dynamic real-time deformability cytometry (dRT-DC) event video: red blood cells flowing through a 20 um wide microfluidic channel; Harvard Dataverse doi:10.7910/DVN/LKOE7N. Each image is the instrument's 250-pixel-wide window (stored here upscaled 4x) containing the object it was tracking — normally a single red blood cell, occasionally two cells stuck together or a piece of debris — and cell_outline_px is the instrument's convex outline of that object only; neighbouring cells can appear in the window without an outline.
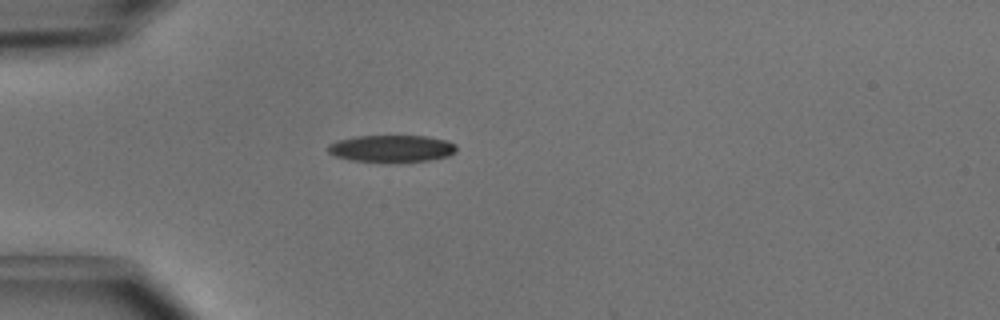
{"species": "common noctule bat (a hibernating species)", "species_latin": "Nyctalus noctula", "temperature_condition": "cold", "stored_images_in_passage": 36, "camera_frame_rate_fps": 3000, "um_per_image_px": 0.085, "animal": {"sex": "male", "body_mass_g": 15.6}, "frame": {"image": 1, "passage_image": 1, "time_ms": 0.0, "image_size_px": [1000, 320], "cell_outline_px": [[456, 152], [448, 156], [432, 160], [388, 164], [352, 160], [336, 156], [328, 152], [324, 148], [328, 144], [336, 140], [356, 136], [428, 136], [444, 140], [456, 144]], "centroid_in_image_um": [33.26, 12.65], "position_along_channel_um": 51.7, "area_um2": 20.92}}
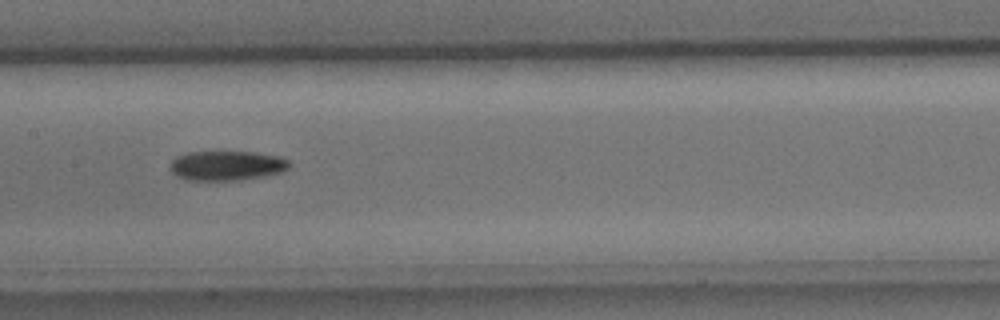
{"frame": {"image": 2, "passage_image": 12, "time_ms": 3.667, "image_size_px": [1000, 320], "cell_outline_px": [[292, 164], [284, 172], [264, 176], [236, 180], [188, 180], [176, 176], [168, 168], [172, 160], [176, 156], [188, 152], [256, 152], [280, 156], [288, 160]], "centroid_in_image_um": [19.28, 14.07], "position_along_channel_um": 188.1, "area_um2": 20.81}}
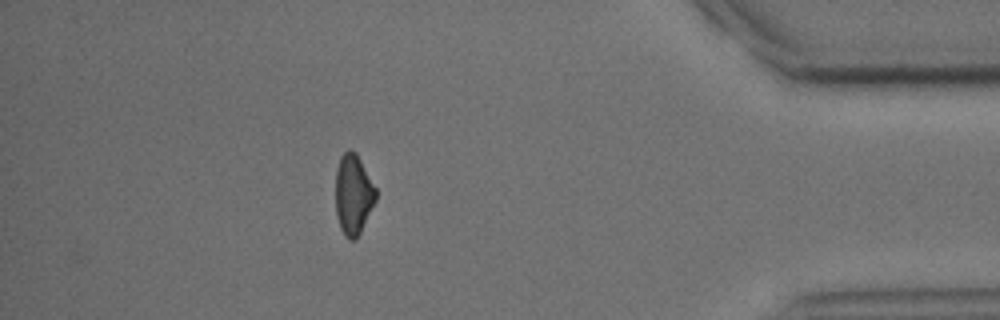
{"frame": {"image": 3, "passage_image": 31, "time_ms": 10.0, "image_size_px": [1000, 320], "cell_outline_px": [[376, 200], [356, 240], [348, 240], [344, 236], [340, 228], [336, 216], [336, 168], [340, 156], [348, 148], [352, 148], [356, 152], [376, 188]], "centroid_in_image_um": [30.01, 16.52], "position_along_channel_um": 405.2, "area_um2": 19.02}, "authors_computed_cell_mechanics": {"area_um2": 20.519, "velocity_mm_per_s": 4.0591, "shape_relaxation_time_tau1_ms": 3.3192, "shape_relaxation_time_tau2_ms": null, "deformation_change_tau1": 0.1107, "deformation_change_tau2": null}}